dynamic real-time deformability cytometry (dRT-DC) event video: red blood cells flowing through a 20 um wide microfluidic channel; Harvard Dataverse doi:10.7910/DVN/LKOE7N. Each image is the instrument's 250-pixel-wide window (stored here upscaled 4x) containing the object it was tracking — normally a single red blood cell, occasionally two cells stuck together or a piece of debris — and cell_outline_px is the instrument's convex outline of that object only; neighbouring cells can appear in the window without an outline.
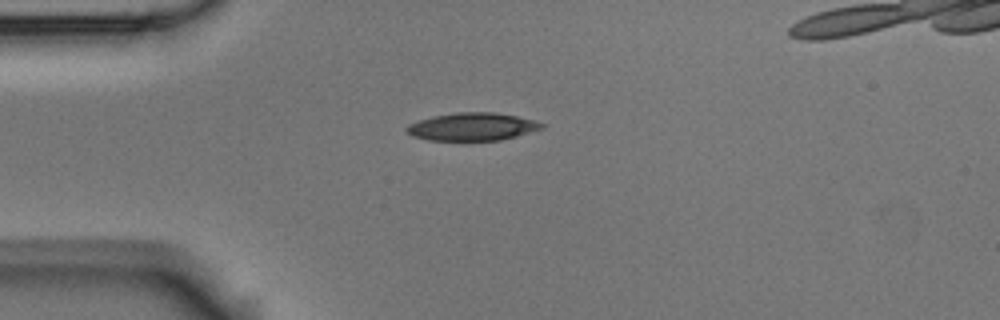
{"species": "Egyptian fruit bat (a non-hibernating species)", "species_latin": "Rousettus aegyptiacus", "temperature_condition": "room temperature", "stored_images_in_passage": 3, "camera_frame_rate_fps": 3000, "um_per_image_px": 0.085, "animal": {"sex": "male"}, "frame": {"image": 1, "passage_image": 1, "time_ms": 0.0, "image_size_px": [1000, 320], "cell_outline_px": [[544, 128], [516, 136], [500, 140], [428, 140], [412, 136], [404, 128], [408, 124], [432, 116], [456, 112], [492, 112], [516, 116], [536, 120], [544, 124]], "centroid_in_image_um": [40.14, 10.76], "position_along_channel_um": 44.9, "area_um2": 21.85}}
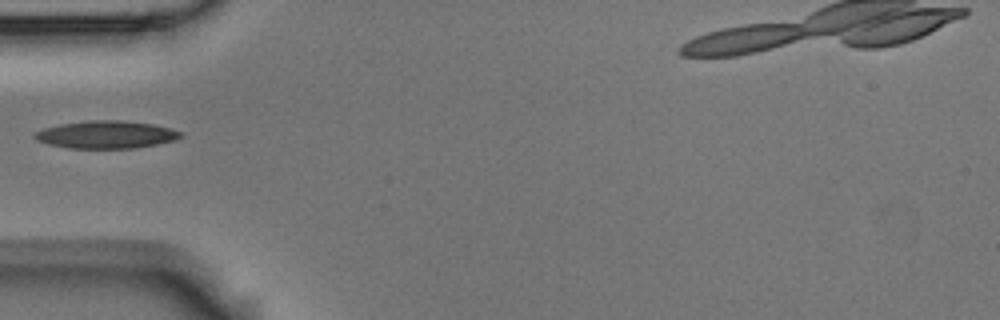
{"frame": {"image": 2, "passage_image": 2, "time_ms": 0.333, "image_size_px": [1000, 320], "cell_outline_px": [[184, 136], [172, 140], [156, 144], [136, 148], [68, 148], [48, 144], [36, 140], [32, 136], [32, 132], [44, 128], [60, 124], [88, 120], [124, 120], [152, 124], [184, 132]], "centroid_in_image_um": [8.98, 11.44], "position_along_channel_um": 76.0, "area_um2": 23.58}}
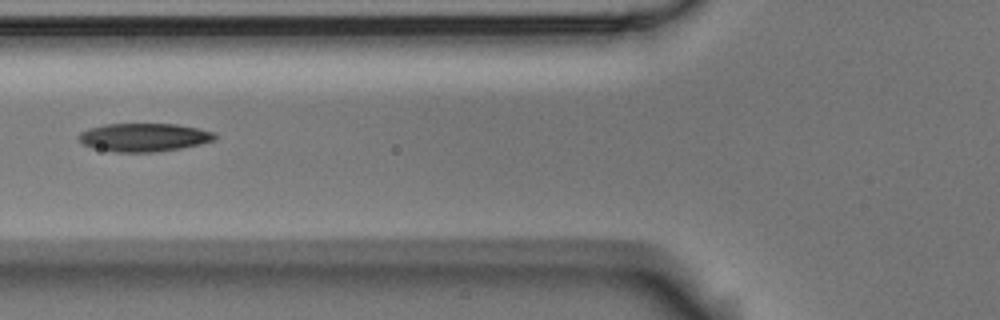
{"frame": {"image": 3, "passage_image": 3, "time_ms": 0.667, "image_size_px": [1000, 320], "cell_outline_px": [[216, 140], [200, 144], [180, 148], [152, 152], [116, 152], [92, 148], [84, 144], [76, 136], [80, 132], [88, 128], [104, 124], [176, 124], [200, 128], [216, 132]], "centroid_in_image_um": [12.24, 11.67], "position_along_channel_um": 113.6, "area_um2": 22.6}}